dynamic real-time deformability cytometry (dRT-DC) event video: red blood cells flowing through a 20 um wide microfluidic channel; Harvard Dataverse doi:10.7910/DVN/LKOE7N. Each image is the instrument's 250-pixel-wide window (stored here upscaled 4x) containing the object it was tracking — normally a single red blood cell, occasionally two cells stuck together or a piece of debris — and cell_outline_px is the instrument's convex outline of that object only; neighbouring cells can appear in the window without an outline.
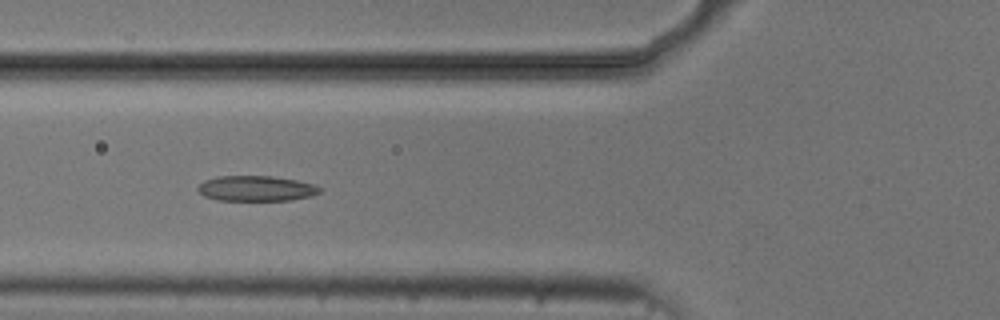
{"species": "common noctule bat (a hibernating species)", "species_latin": "Nyctalus noctula", "temperature_condition": "cold", "stored_images_in_passage": 7, "camera_frame_rate_fps": 3000, "um_per_image_px": 0.085, "animal": {"sex": "male", "body_mass_g": 20.5, "forearm_length_mm": 52.5}, "frame": {"image": 1, "passage_image": 4, "time_ms": 3.333, "image_size_px": [1000, 320], "cell_outline_px": [[320, 192], [312, 196], [292, 200], [216, 200], [204, 196], [196, 188], [204, 180], [216, 176], [272, 176], [296, 180], [312, 184], [320, 188]], "centroid_in_image_um": [21.75, 16.02], "position_along_channel_um": 104.1, "area_um2": 17.98}}
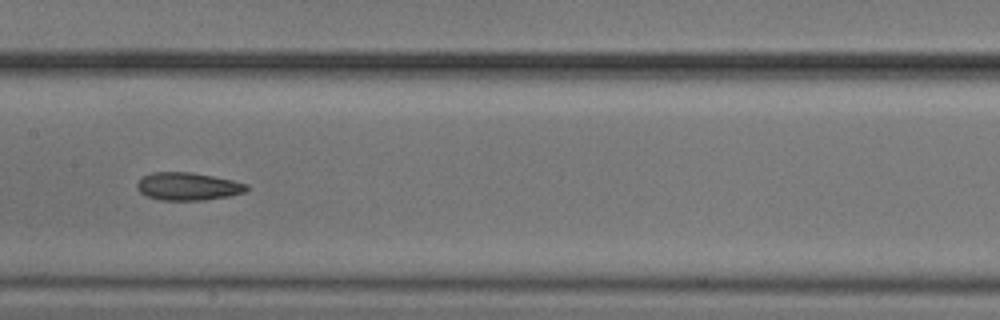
{"frame": {"image": 2, "passage_image": 6, "time_ms": 5.667, "image_size_px": [1000, 320], "cell_outline_px": [[248, 188], [244, 192], [232, 196], [204, 200], [160, 200], [148, 196], [140, 192], [136, 188], [136, 184], [144, 176], [152, 172], [192, 172], [232, 180], [248, 184]], "centroid_in_image_um": [15.98, 15.85], "position_along_channel_um": 191.4, "area_um2": 17.74}}
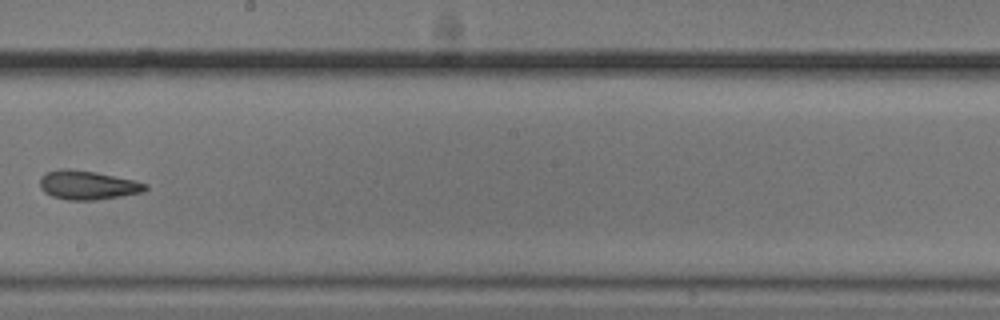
{"frame": {"image": 3, "passage_image": 7, "time_ms": 7.0, "image_size_px": [1000, 320], "cell_outline_px": [[148, 188], [144, 192], [96, 200], [68, 200], [52, 196], [44, 192], [40, 188], [40, 176], [48, 172], [96, 172], [136, 180], [148, 184]], "centroid_in_image_um": [7.54, 15.78], "position_along_channel_um": 240.7, "area_um2": 17.17}}